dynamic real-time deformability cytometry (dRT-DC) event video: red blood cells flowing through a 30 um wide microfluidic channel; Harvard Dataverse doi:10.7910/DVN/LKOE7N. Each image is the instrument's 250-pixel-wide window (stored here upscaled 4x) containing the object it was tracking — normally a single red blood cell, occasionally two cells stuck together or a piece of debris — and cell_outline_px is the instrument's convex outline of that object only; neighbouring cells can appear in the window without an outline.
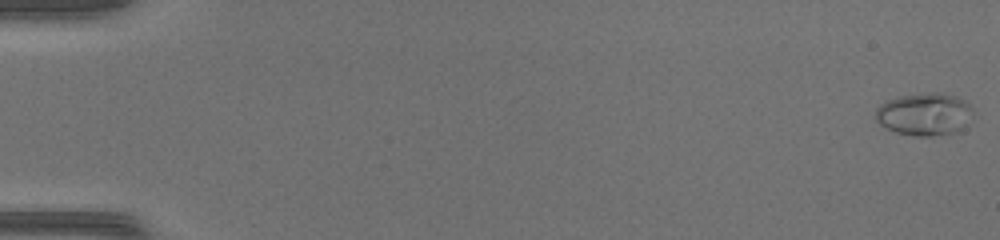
{"species": "common noctule bat (a hibernating species)", "species_latin": "Nyctalus noctula", "temperature_condition": "warm", "stored_images_in_passage": 49, "camera_frame_rate_fps": 3000, "um_per_image_px": 0.085, "animal": {"sex": "female", "body_mass_g": 17.0, "forearm_length_mm": 48.0}, "frame": {"image": 1, "passage_image": 1, "time_ms": 0.0, "image_size_px": [1000, 240], "cell_outline_px": [[972, 116], [968, 124], [960, 132], [932, 136], [916, 136], [896, 132], [880, 124], [876, 120], [876, 108], [880, 104], [896, 96], [928, 92], [940, 92], [956, 96], [964, 100], [972, 108]], "centroid_in_image_um": [78.61, 9.7], "position_along_channel_um": 6.4, "area_um2": 24.51}}
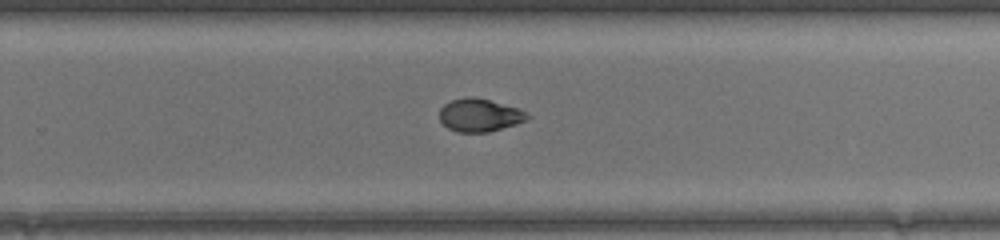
{"frame": {"image": 2, "passage_image": 33, "time_ms": 10.667, "image_size_px": [1000, 240], "cell_outline_px": [[532, 116], [516, 124], [488, 132], [456, 132], [448, 128], [440, 120], [440, 108], [444, 104], [452, 100], [468, 96], [472, 96], [488, 100], [516, 108]], "centroid_in_image_um": [40.72, 9.79], "position_along_channel_um": 289.1, "area_um2": 16.59}}
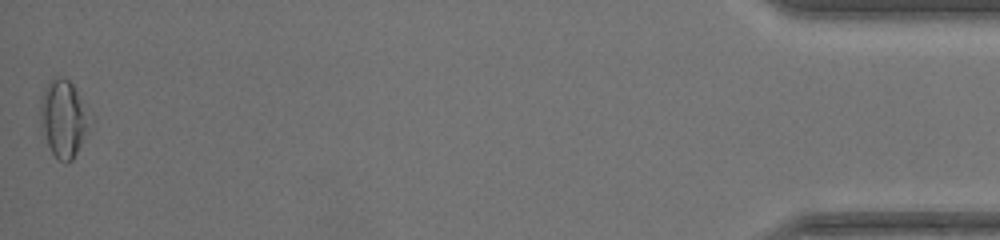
{"frame": {"image": 3, "passage_image": 49, "time_ms": 16.0, "image_size_px": [1000, 240], "cell_outline_px": [[84, 132], [80, 144], [72, 160], [68, 164], [64, 164], [52, 152], [48, 144], [44, 128], [40, 108], [40, 100], [48, 80], [60, 76], [68, 80], [72, 84], [76, 92], [84, 124]], "centroid_in_image_um": [5.27, 10.07], "position_along_channel_um": 429.9, "area_um2": 19.88}, "authors_computed_cell_mechanics": {"area_um2": 17.2822, "velocity_mm_per_s": 4.372, "shape_relaxation_time_tau1_ms": 6.7946, "shape_relaxation_time_tau2_ms": 2.1758, "deformation_change_tau1": 0.2666, "deformation_change_tau2": 0.0621}}